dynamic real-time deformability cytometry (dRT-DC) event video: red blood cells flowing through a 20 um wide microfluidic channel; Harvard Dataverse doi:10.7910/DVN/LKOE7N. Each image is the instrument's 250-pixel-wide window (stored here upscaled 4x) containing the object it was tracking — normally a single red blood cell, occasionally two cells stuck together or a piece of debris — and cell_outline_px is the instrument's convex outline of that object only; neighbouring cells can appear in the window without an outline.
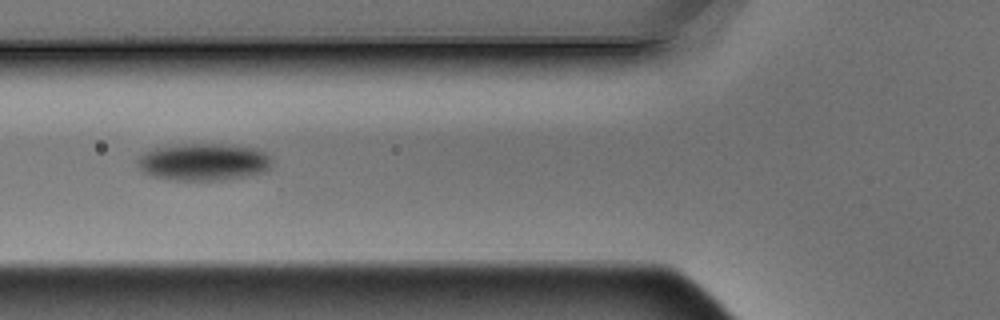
{"species": "Egyptian fruit bat (a non-hibernating species)", "species_latin": "Rousettus aegyptiacus", "temperature_condition": "warm", "stored_images_in_passage": 11, "camera_frame_rate_fps": 3000, "um_per_image_px": 0.085, "animal": {"sex": "male"}, "frame": {"image": 1, "passage_image": 2, "time_ms": 0.333, "image_size_px": [1000, 320], "cell_outline_px": [[272, 160], [268, 168], [264, 172], [244, 176], [216, 180], [172, 180], [152, 176], [144, 172], [140, 168], [136, 160], [144, 152], [156, 148], [184, 144], [228, 144], [256, 148], [272, 156]], "centroid_in_image_um": [17.31, 13.76], "position_along_channel_um": 108.5, "area_um2": 29.02}}
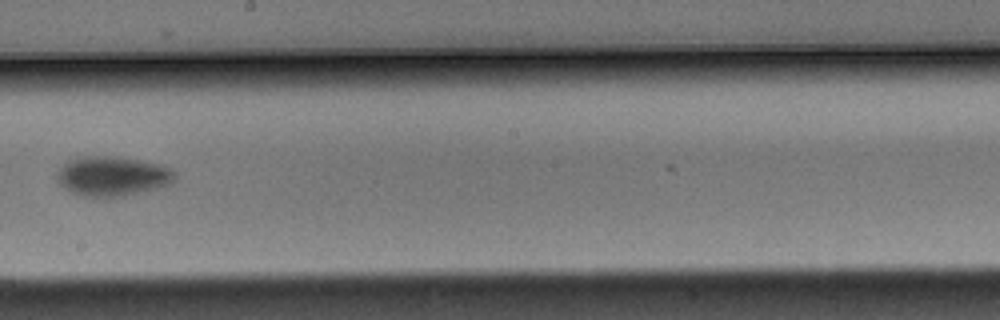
{"frame": {"image": 2, "passage_image": 5, "time_ms": 1.333, "image_size_px": [1000, 320], "cell_outline_px": [[172, 180], [164, 184], [152, 188], [124, 196], [84, 196], [72, 192], [64, 188], [56, 180], [56, 176], [60, 168], [68, 160], [84, 156], [112, 156], [160, 164], [168, 168], [172, 172]], "centroid_in_image_um": [9.43, 14.96], "position_along_channel_um": 238.8, "area_um2": 26.3}}
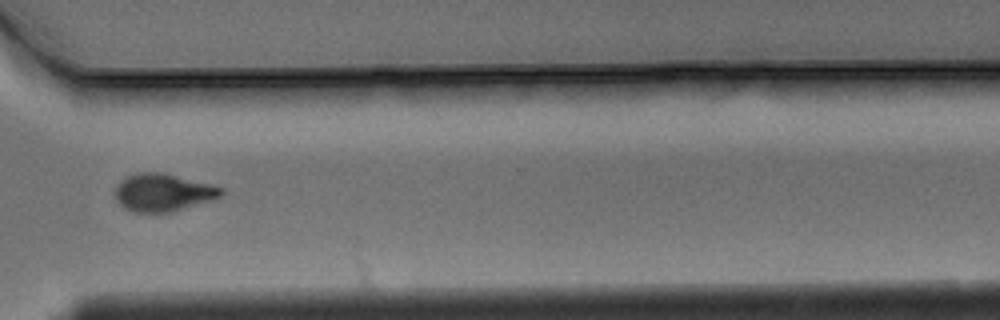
{"frame": {"image": 3, "passage_image": 8, "time_ms": 2.333, "image_size_px": [1000, 320], "cell_outline_px": [[224, 192], [220, 196], [212, 200], [172, 212], [132, 212], [124, 208], [116, 200], [116, 184], [120, 180], [136, 172], [160, 172], [212, 184], [224, 188]], "centroid_in_image_um": [13.85, 16.36], "position_along_channel_um": 356.7, "area_um2": 23.35}}